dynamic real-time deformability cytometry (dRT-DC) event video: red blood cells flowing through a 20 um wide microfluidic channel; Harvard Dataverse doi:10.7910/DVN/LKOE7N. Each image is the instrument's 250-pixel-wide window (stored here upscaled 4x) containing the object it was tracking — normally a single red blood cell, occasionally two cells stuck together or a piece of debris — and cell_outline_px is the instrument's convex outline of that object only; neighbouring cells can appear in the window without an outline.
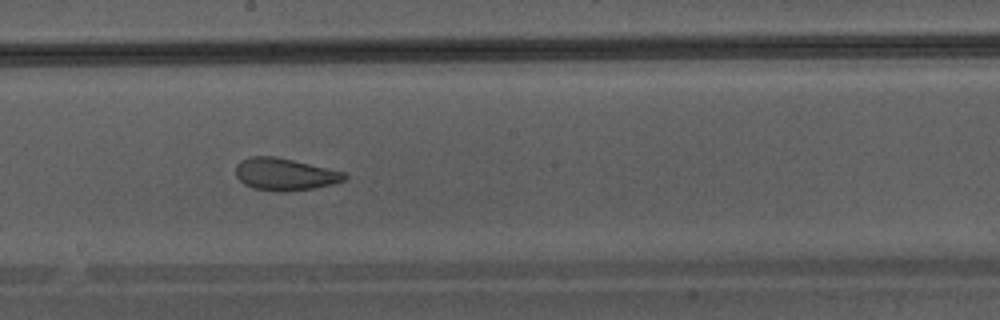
{"species": "Egyptian fruit bat (a non-hibernating species)", "species_latin": "Rousettus aegyptiacus", "temperature_condition": "warm", "stored_images_in_passage": 47, "camera_frame_rate_fps": 3000, "um_per_image_px": 0.085, "animal": {"sex": "male"}, "frame": {"image": 1, "passage_image": 27, "time_ms": 8.667, "image_size_px": [1000, 320], "cell_outline_px": [[348, 176], [344, 180], [332, 184], [312, 188], [252, 188], [244, 184], [236, 176], [236, 164], [240, 160], [252, 156], [276, 156], [344, 172]], "centroid_in_image_um": [24.18, 14.75], "position_along_channel_um": 224.0, "area_um2": 19.42}}